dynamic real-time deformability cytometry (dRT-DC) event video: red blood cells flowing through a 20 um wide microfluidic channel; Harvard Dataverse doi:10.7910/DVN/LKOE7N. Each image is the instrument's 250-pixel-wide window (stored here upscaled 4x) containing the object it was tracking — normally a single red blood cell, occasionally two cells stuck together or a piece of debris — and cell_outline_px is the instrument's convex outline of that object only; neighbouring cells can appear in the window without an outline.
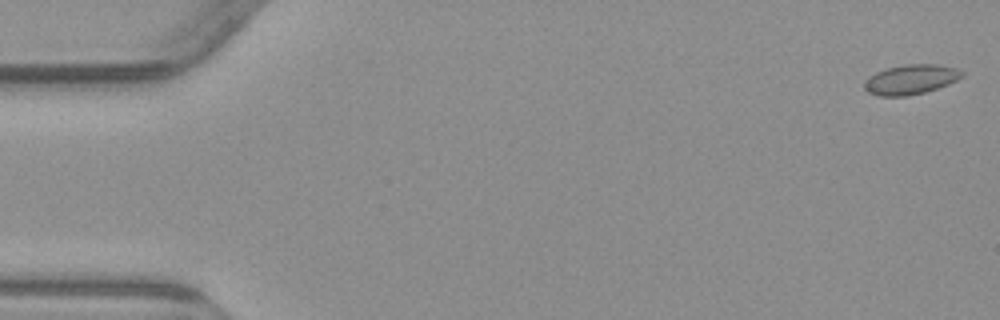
{"species": "common noctule bat (a hibernating species)", "species_latin": "Nyctalus noctula", "temperature_condition": "warm", "stored_images_in_passage": 5, "camera_frame_rate_fps": 3000, "um_per_image_px": 0.085, "animal": {"sex": "male", "body_mass_g": 23.1, "forearm_length_mm": 52.7}, "frame": {"image": 1, "passage_image": 1, "time_ms": 0.0, "image_size_px": [1000, 320], "cell_outline_px": [[964, 76], [948, 84], [924, 92], [908, 96], [880, 96], [868, 92], [864, 88], [864, 80], [868, 76], [876, 72], [888, 68], [904, 64], [940, 64], [956, 68], [964, 72]], "centroid_in_image_um": [77.41, 6.75], "position_along_channel_um": 7.6, "area_um2": 16.99}}